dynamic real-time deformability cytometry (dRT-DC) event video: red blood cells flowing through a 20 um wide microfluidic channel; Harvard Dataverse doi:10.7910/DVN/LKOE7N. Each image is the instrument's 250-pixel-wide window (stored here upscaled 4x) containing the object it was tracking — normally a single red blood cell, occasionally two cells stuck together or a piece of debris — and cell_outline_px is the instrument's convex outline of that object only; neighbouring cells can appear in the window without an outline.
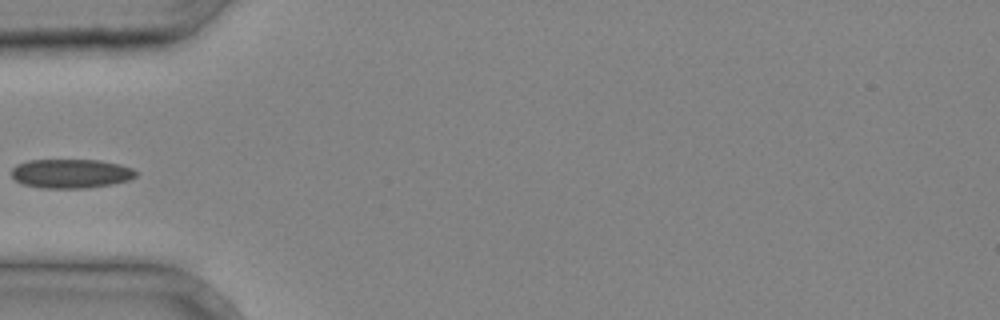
{"species": "common noctule bat (a hibernating species)", "species_latin": "Nyctalus noctula", "temperature_condition": "cold", "stored_images_in_passage": 4, "camera_frame_rate_fps": 3000, "um_per_image_px": 0.085, "animal": {"sex": "male", "body_mass_g": 20.4}, "frame": {"image": 1, "passage_image": 4, "time_ms": 1.0, "image_size_px": [1000, 320], "cell_outline_px": [[140, 172], [136, 176], [128, 180], [112, 184], [88, 188], [40, 188], [24, 184], [16, 180], [12, 176], [12, 168], [16, 164], [28, 160], [100, 160], [120, 164], [132, 168]], "centroid_in_image_um": [6.05, 14.75], "position_along_channel_um": 78.9, "area_um2": 21.27}}